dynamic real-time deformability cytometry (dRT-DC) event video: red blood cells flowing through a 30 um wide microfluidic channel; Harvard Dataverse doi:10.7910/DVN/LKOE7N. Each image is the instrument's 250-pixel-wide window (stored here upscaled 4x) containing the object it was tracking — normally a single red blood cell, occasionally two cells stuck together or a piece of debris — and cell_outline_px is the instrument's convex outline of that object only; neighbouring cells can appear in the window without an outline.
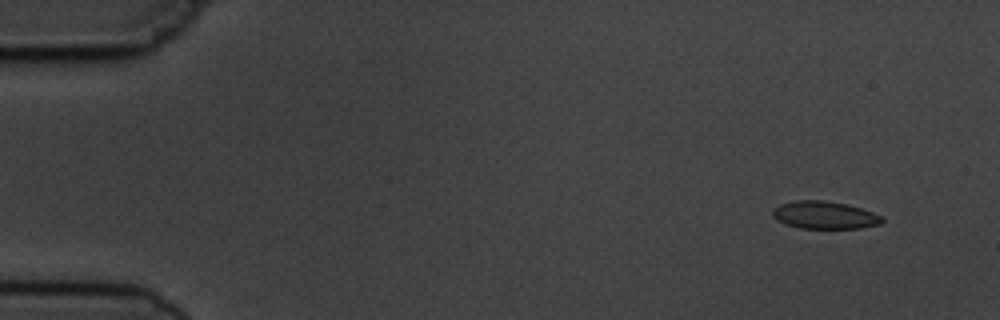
{"species": "common noctule bat (a hibernating species)", "species_latin": "Nyctalus noctula", "temperature_condition": "cold", "stored_images_in_passage": 8, "camera_frame_rate_fps": 3000, "um_per_image_px": 0.085, "animal": {"sex": "male", "body_mass_g": 19.5, "forearm_length_mm": 54.6}, "frame": {"image": 1, "passage_image": 1, "time_ms": 0.0, "image_size_px": [1000, 320], "cell_outline_px": [[884, 220], [880, 224], [860, 228], [800, 228], [784, 224], [776, 220], [772, 216], [772, 208], [780, 204], [796, 200], [824, 200], [848, 204], [884, 216]], "centroid_in_image_um": [70.07, 18.28], "position_along_channel_um": 14.9, "area_um2": 17.8}}
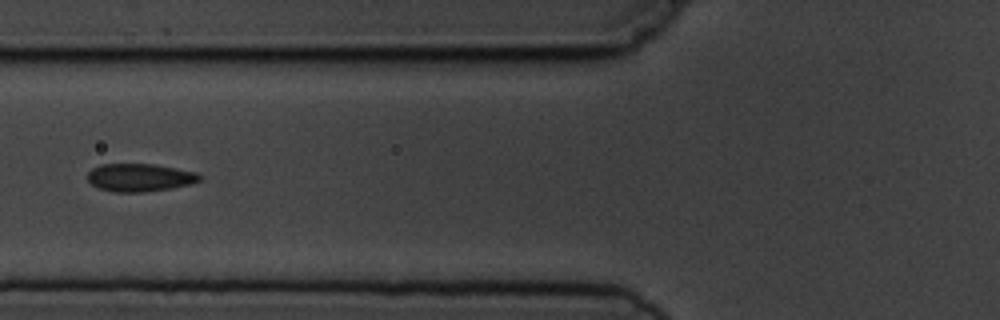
{"frame": {"image": 2, "passage_image": 5, "time_ms": 5.667, "image_size_px": [1000, 320], "cell_outline_px": [[204, 176], [200, 180], [192, 184], [172, 188], [144, 192], [112, 192], [100, 188], [92, 184], [88, 180], [88, 172], [92, 168], [100, 164], [156, 164], [196, 172]], "centroid_in_image_um": [11.91, 15.09], "position_along_channel_um": 113.9, "area_um2": 18.38}}
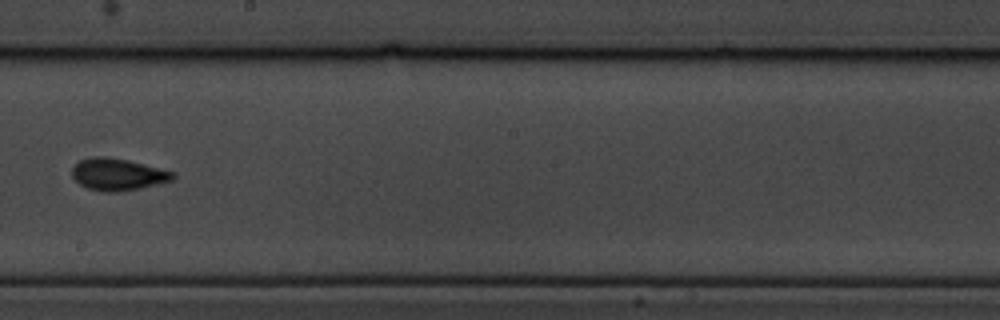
{"frame": {"image": 3, "passage_image": 8, "time_ms": 9.0, "image_size_px": [1000, 320], "cell_outline_px": [[176, 176], [172, 180], [140, 188], [116, 192], [104, 192], [88, 188], [80, 184], [72, 176], [72, 168], [80, 160], [92, 156], [104, 156], [128, 160], [176, 172]], "centroid_in_image_um": [10.02, 14.81], "position_along_channel_um": 238.2, "area_um2": 18.73}}